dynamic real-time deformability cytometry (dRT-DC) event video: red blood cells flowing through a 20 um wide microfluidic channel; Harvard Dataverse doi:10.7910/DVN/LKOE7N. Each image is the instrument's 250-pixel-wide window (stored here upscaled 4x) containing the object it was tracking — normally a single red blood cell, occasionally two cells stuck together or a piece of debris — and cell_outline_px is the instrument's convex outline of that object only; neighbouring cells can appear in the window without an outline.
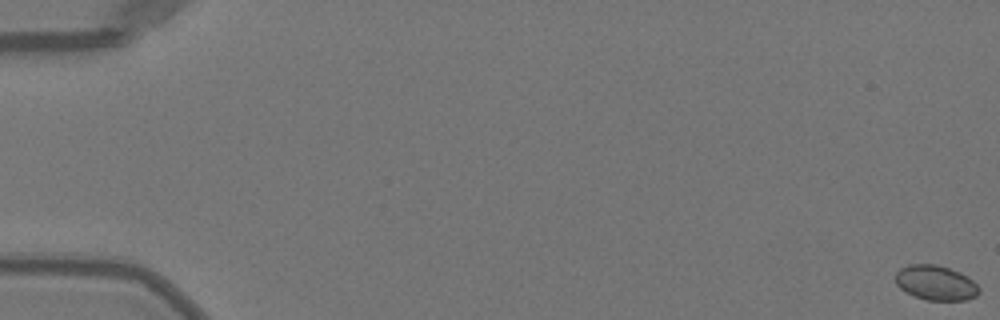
{"species": "Egyptian fruit bat (a non-hibernating species)", "species_latin": "Rousettus aegyptiacus", "temperature_condition": "warm", "stored_images_in_passage": 15, "camera_frame_rate_fps": 3000, "um_per_image_px": 0.085, "animal": {"sex": "female"}, "frame": {"image": 1, "passage_image": 1, "time_ms": 0.0, "image_size_px": [1000, 320], "cell_outline_px": [[980, 292], [976, 296], [968, 300], [928, 300], [916, 296], [900, 288], [896, 284], [896, 272], [900, 268], [908, 264], [936, 264], [960, 272], [968, 276], [980, 288]], "centroid_in_image_um": [79.56, 24.03], "position_along_channel_um": 5.4, "area_um2": 16.94}}
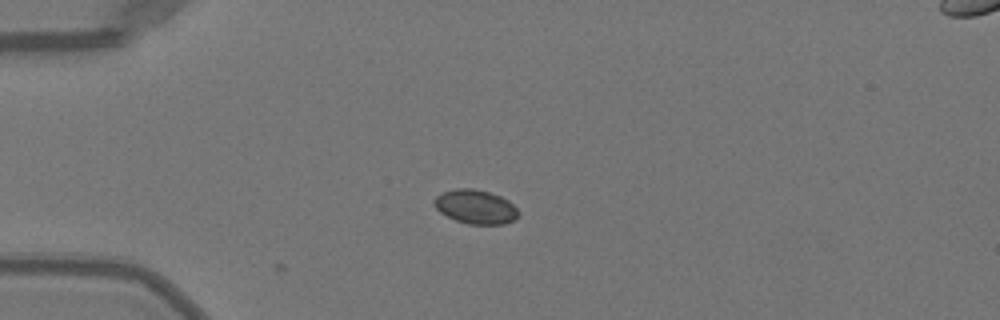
{"frame": {"image": 2, "passage_image": 15, "time_ms": 4.667, "image_size_px": [1000, 320], "cell_outline_px": [[520, 216], [516, 220], [504, 224], [468, 224], [456, 220], [440, 212], [432, 204], [436, 196], [444, 192], [456, 188], [472, 188], [488, 192], [500, 196], [508, 200], [520, 212]], "centroid_in_image_um": [40.45, 17.58], "position_along_channel_um": 44.6, "area_um2": 16.76}}